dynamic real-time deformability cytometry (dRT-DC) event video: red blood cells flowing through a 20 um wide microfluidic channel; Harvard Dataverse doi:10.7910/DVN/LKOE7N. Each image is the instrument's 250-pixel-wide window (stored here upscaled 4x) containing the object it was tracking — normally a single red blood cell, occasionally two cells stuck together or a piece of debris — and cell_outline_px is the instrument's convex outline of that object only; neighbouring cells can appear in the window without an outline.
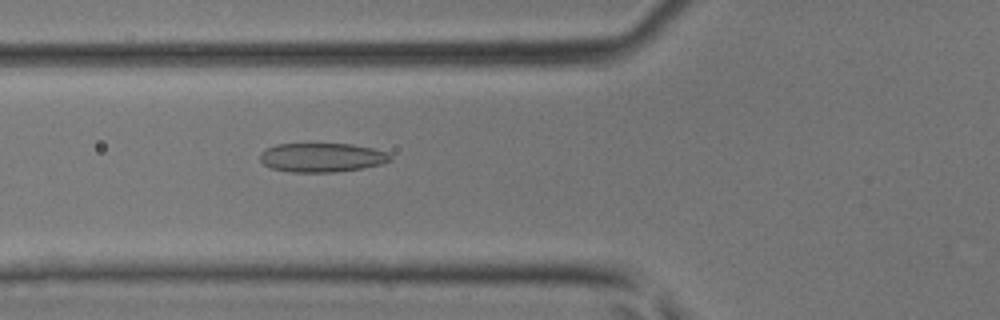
{"species": "common noctule bat (a hibernating species)", "species_latin": "Nyctalus noctula", "temperature_condition": "room temperature", "stored_images_in_passage": 45, "camera_frame_rate_fps": 3000, "um_per_image_px": 0.085, "animal": {"sex": "male", "body_mass_g": 17.9, "forearm_length_mm": 54.2}, "frame": {"image": 1, "passage_image": 17, "time_ms": 5.333, "image_size_px": [1000, 320], "cell_outline_px": [[392, 160], [380, 164], [360, 168], [332, 172], [288, 172], [272, 168], [264, 164], [260, 160], [260, 152], [276, 144], [352, 144], [372, 148], [388, 152], [392, 156]], "centroid_in_image_um": [27.36, 13.38], "position_along_channel_um": 98.4, "area_um2": 21.96}}
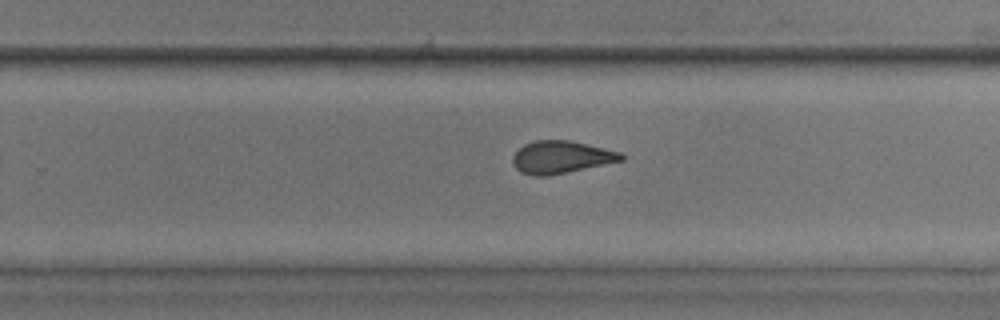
{"frame": {"image": 2, "passage_image": 29, "time_ms": 9.333, "image_size_px": [1000, 320], "cell_outline_px": [[624, 160], [548, 176], [536, 176], [520, 172], [512, 164], [512, 156], [524, 144], [536, 140], [568, 140], [620, 152], [624, 156]], "centroid_in_image_um": [47.66, 13.36], "position_along_channel_um": 282.1, "area_um2": 20.35}}
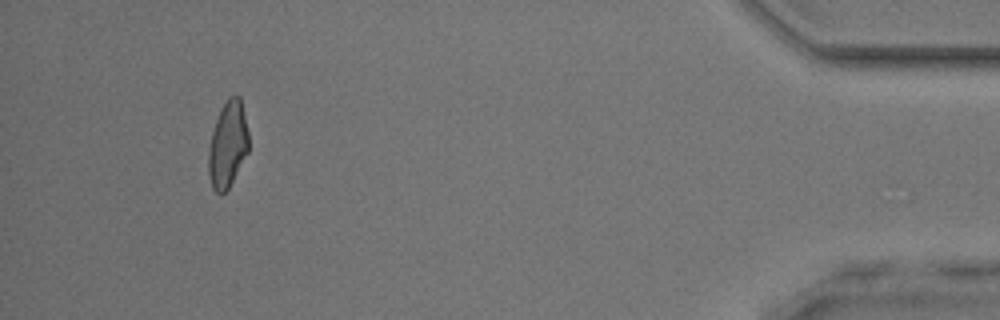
{"frame": {"image": 3, "passage_image": 42, "time_ms": 13.667, "image_size_px": [1000, 320], "cell_outline_px": [[248, 152], [228, 188], [220, 196], [212, 188], [208, 176], [208, 152], [212, 132], [216, 120], [228, 96], [240, 96], [248, 132]], "centroid_in_image_um": [19.34, 12.32], "position_along_channel_um": 415.9, "area_um2": 20.0}}